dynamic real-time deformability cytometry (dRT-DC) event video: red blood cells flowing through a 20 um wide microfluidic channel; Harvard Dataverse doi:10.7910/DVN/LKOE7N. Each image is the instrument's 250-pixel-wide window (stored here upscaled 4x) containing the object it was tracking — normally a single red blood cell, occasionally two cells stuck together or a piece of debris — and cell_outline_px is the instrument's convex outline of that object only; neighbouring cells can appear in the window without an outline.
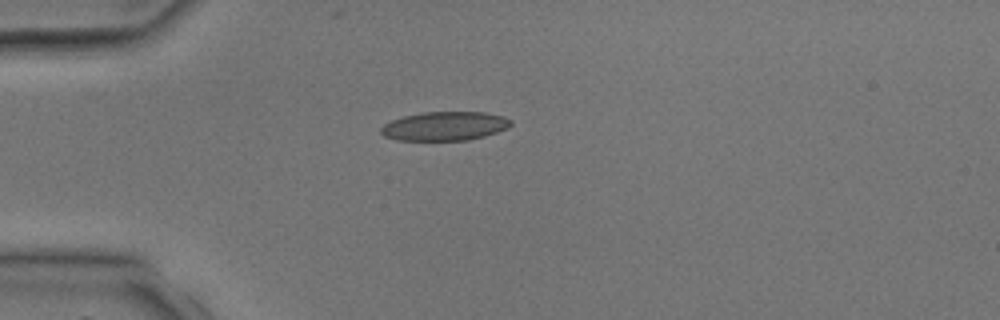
{"species": "common noctule bat (a hibernating species)", "species_latin": "Nyctalus noctula", "temperature_condition": "room temperature", "stored_images_in_passage": 1, "camera_frame_rate_fps": 3000, "um_per_image_px": 0.085, "animal": {"sex": "male", "body_mass_g": 17.9, "forearm_length_mm": 54.2}, "frame": {"image": 1, "passage_image": 1, "time_ms": 0.0, "image_size_px": [1000, 320], "cell_outline_px": [[512, 124], [508, 128], [484, 136], [468, 140], [396, 140], [384, 136], [380, 132], [380, 128], [384, 124], [392, 120], [404, 116], [424, 112], [484, 112], [504, 116], [512, 120]], "centroid_in_image_um": [37.81, 10.72], "position_along_channel_um": 47.2, "area_um2": 21.91}}